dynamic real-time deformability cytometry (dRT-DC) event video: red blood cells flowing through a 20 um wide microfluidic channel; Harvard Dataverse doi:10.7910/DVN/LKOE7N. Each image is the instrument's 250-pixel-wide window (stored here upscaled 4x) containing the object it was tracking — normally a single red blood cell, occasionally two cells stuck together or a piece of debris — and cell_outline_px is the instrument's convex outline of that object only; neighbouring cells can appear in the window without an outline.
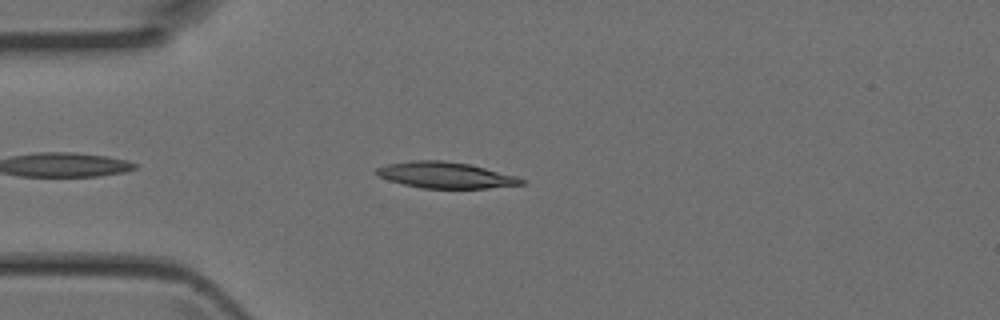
{"species": "Egyptian fruit bat (a non-hibernating species)", "species_latin": "Rousettus aegyptiacus", "temperature_condition": "room temperature", "stored_images_in_passage": 4, "camera_frame_rate_fps": 3000, "um_per_image_px": 0.085, "animal": {"sex": "female"}, "frame": {"image": 1, "passage_image": 3, "time_ms": 0.667, "image_size_px": [1000, 320], "cell_outline_px": [[524, 184], [488, 188], [420, 188], [388, 180], [372, 172], [376, 168], [388, 164], [412, 160], [444, 160], [468, 164], [516, 176], [524, 180]], "centroid_in_image_um": [37.82, 14.88], "position_along_channel_um": 47.2, "area_um2": 21.91}}